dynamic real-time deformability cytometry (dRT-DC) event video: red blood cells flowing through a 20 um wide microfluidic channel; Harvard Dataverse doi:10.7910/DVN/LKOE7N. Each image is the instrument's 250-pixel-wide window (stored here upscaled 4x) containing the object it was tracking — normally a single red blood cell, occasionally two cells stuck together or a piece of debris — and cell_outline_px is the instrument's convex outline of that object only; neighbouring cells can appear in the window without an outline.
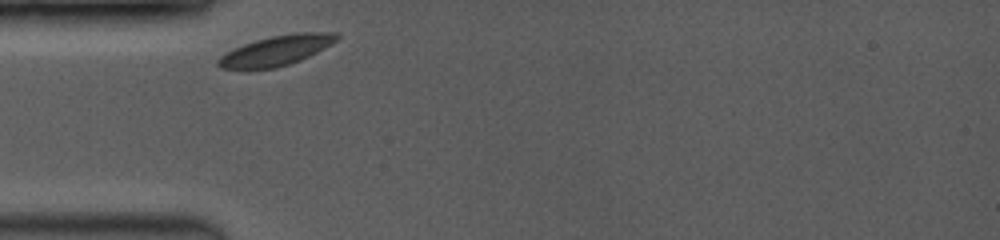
{"species": "common noctule bat (a hibernating species)", "species_latin": "Nyctalus noctula", "temperature_condition": "room temperature", "stored_images_in_passage": 17, "camera_frame_rate_fps": 3500, "um_per_image_px": 0.085, "animal": {"sex": "female", "body_mass_g": 19.0, "forearm_length_mm": 53.3}, "frame": {"image": 1, "passage_image": 1, "time_ms": 0.0, "image_size_px": [1000, 240], "cell_outline_px": [[340, 36], [336, 40], [324, 48], [300, 60], [276, 68], [220, 68], [216, 64], [216, 60], [220, 56], [244, 44], [256, 40], [272, 36], [296, 32], [336, 32]], "centroid_in_image_um": [23.5, 4.28], "position_along_channel_um": 61.5, "area_um2": 20.29}}
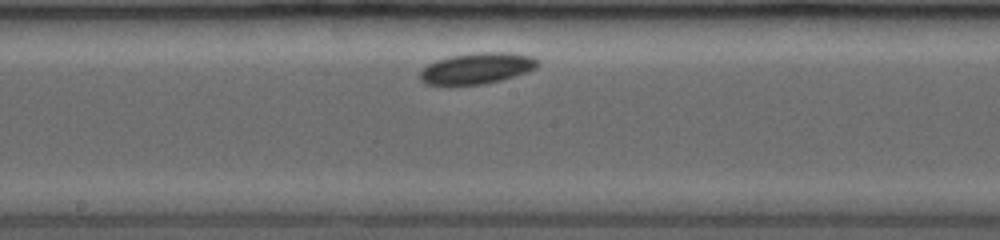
{"frame": {"image": 2, "passage_image": 10, "time_ms": 4.0, "image_size_px": [1000, 240], "cell_outline_px": [[540, 64], [536, 68], [500, 80], [484, 84], [424, 84], [420, 80], [420, 72], [428, 64], [436, 60], [452, 56], [476, 52], [508, 52], [532, 56], [540, 60]], "centroid_in_image_um": [40.56, 5.79], "position_along_channel_um": 207.6, "area_um2": 21.1}}
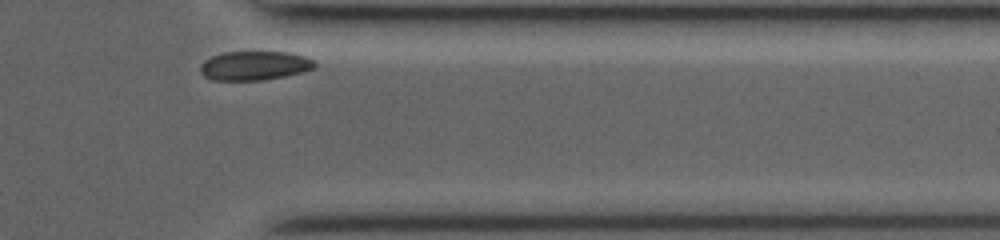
{"frame": {"image": 3, "passage_image": 17, "time_ms": 8.857, "image_size_px": [1000, 240], "cell_outline_px": [[316, 68], [284, 76], [260, 80], [212, 80], [204, 76], [200, 72], [200, 64], [204, 60], [212, 56], [224, 52], [288, 52], [304, 56], [316, 60]], "centroid_in_image_um": [21.63, 5.57], "position_along_channel_um": 389.8, "area_um2": 19.42}, "authors_computed_cell_mechanics": {"area_um2": 20.5768, "velocity_mm_per_s": 3.7005, "shape_relaxation_time_tau1_ms": 0.7603, "shape_relaxation_time_tau2_ms": null, "deformation_change_tau1": 0.0267, "deformation_change_tau2": null}}